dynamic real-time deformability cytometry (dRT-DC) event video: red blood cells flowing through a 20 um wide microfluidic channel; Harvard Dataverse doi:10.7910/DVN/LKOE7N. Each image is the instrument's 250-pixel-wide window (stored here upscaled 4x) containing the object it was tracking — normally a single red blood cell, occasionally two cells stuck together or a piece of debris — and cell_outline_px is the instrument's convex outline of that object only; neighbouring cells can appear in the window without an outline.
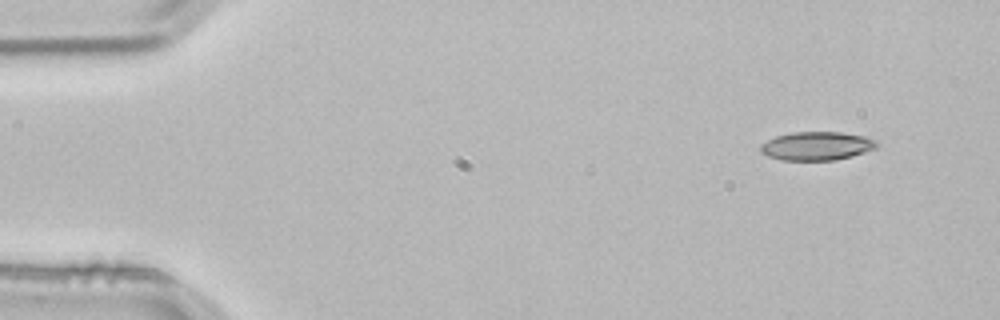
{"species": "common noctule bat (a hibernating species)", "species_latin": "Nyctalus noctula", "temperature_condition": "room temperature", "stored_images_in_passage": 3, "camera_frame_rate_fps": 3000, "um_per_image_px": 0.085, "animal": {"sex": "male", "body_mass_g": 21.5, "forearm_length_mm": 52.0}, "frame": {"image": 1, "passage_image": 1, "time_ms": 0.0, "image_size_px": [1000, 320], "cell_outline_px": [[876, 148], [852, 156], [836, 160], [780, 160], [768, 156], [760, 152], [760, 144], [776, 136], [792, 132], [840, 132], [864, 136], [876, 140]], "centroid_in_image_um": [69.39, 12.41], "position_along_channel_um": 15.6, "area_um2": 19.31}}